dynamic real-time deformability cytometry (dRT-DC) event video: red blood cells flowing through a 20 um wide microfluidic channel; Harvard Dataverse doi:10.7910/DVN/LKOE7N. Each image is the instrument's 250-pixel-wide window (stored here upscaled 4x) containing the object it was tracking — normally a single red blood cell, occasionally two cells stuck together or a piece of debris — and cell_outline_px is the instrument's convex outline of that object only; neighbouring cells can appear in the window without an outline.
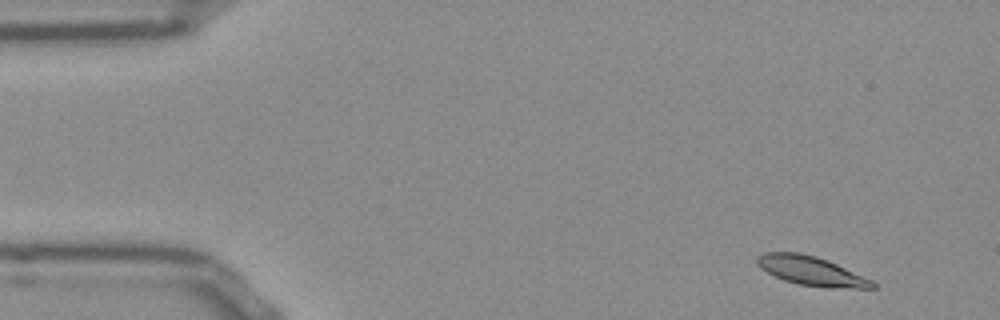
{"species": "Egyptian fruit bat (a non-hibernating species)", "species_latin": "Rousettus aegyptiacus", "temperature_condition": "room temperature", "stored_images_in_passage": 12, "camera_frame_rate_fps": 3000, "um_per_image_px": 0.085, "frame": {"image": 1, "passage_image": 3, "time_ms": 0.667, "image_size_px": [1000, 320], "cell_outline_px": [[876, 288], [828, 288], [796, 284], [784, 280], [760, 268], [756, 264], [756, 256], [764, 252], [800, 252], [816, 256], [828, 260], [872, 280], [876, 284]], "centroid_in_image_um": [68.94, 23.02], "position_along_channel_um": 16.1, "area_um2": 19.71}}